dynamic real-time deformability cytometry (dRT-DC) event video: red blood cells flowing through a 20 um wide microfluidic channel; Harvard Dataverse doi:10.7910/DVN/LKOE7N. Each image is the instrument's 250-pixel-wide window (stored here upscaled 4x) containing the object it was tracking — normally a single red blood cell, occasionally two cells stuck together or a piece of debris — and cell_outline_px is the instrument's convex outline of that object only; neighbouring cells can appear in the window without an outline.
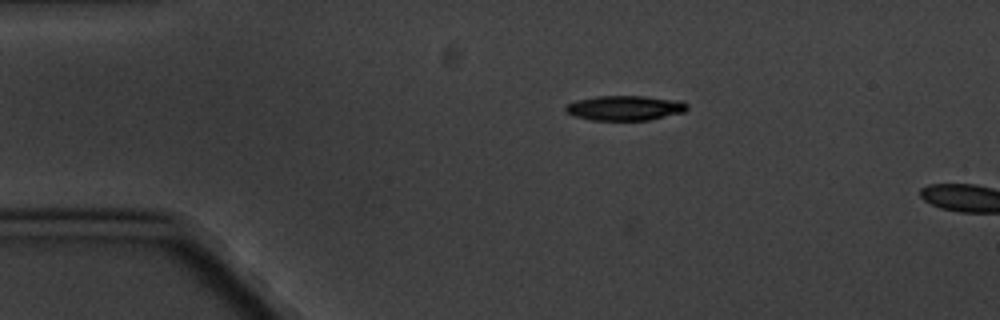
{"species": "common noctule bat (a hibernating species)", "species_latin": "Nyctalus noctula", "temperature_condition": "cold", "stored_images_in_passage": 2, "camera_frame_rate_fps": 3000, "um_per_image_px": 0.085, "animal": {"sex": "male", "body_mass_g": 20.1, "forearm_length_mm": 53.5}, "frame": {"image": 1, "passage_image": 1, "time_ms": 0.0, "image_size_px": [1000, 320], "cell_outline_px": [[688, 108], [684, 112], [648, 120], [592, 120], [572, 116], [564, 112], [564, 104], [576, 100], [596, 96], [644, 96], [680, 100], [688, 104]], "centroid_in_image_um": [53.06, 9.17], "position_along_channel_um": 31.9, "area_um2": 17.86}}